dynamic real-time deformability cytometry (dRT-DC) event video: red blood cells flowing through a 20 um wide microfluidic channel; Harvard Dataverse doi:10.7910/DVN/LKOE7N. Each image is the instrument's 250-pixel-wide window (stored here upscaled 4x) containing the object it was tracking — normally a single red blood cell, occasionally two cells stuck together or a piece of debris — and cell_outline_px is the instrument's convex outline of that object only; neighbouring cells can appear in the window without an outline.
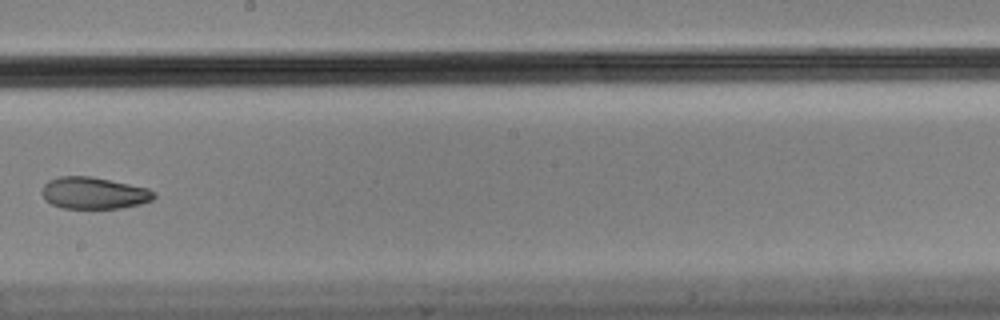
{"species": "Egyptian fruit bat (a non-hibernating species)", "species_latin": "Rousettus aegyptiacus", "temperature_condition": "cold", "stored_images_in_passage": 12, "camera_frame_rate_fps": 3000, "um_per_image_px": 0.085, "animal": {"sex": "male"}, "frame": {"image": 1, "passage_image": 6, "time_ms": 1.667, "image_size_px": [1000, 320], "cell_outline_px": [[156, 196], [152, 200], [140, 204], [120, 208], [64, 208], [52, 204], [44, 200], [40, 192], [44, 184], [48, 180], [60, 176], [88, 176], [148, 188], [156, 192]], "centroid_in_image_um": [7.95, 16.41], "position_along_channel_um": 240.3, "area_um2": 20.75}}
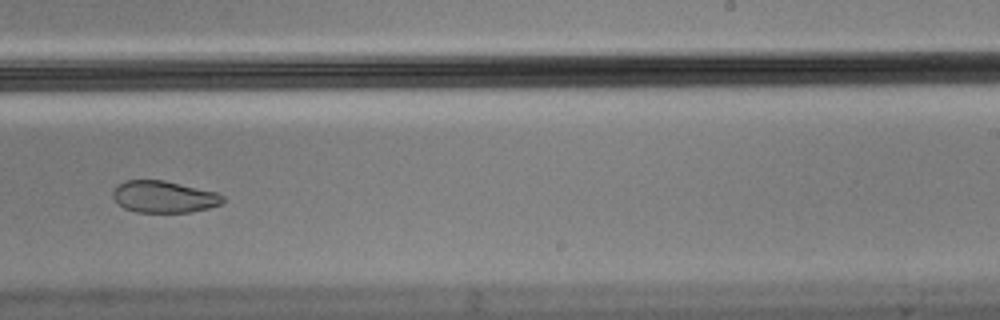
{"frame": {"image": 2, "passage_image": 7, "time_ms": 2.0, "image_size_px": [1000, 320], "cell_outline_px": [[224, 200], [220, 204], [208, 208], [188, 212], [136, 212], [124, 208], [112, 196], [112, 192], [116, 184], [124, 180], [164, 180], [216, 192], [224, 196]], "centroid_in_image_um": [13.9, 16.71], "position_along_channel_um": 275.1, "area_um2": 20.35}}